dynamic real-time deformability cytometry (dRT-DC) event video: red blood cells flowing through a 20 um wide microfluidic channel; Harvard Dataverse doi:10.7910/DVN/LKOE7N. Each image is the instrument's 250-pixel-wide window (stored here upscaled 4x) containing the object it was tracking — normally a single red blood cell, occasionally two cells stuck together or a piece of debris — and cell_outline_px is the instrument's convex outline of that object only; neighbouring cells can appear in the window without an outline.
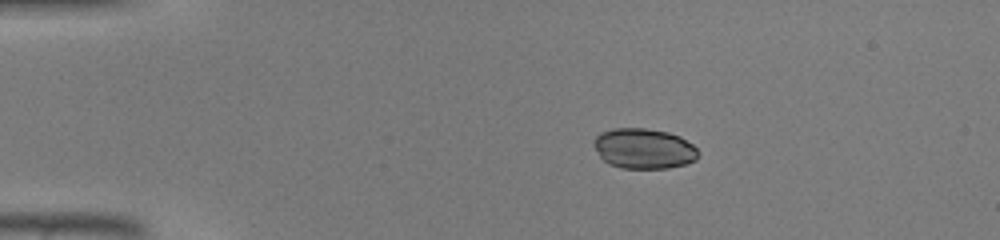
{"species": "common noctule bat (a hibernating species)", "species_latin": "Nyctalus noctula", "temperature_condition": "warm", "stored_images_in_passage": 16, "camera_frame_rate_fps": 3000, "um_per_image_px": 0.085, "animal": {"sex": "male", "body_mass_g": 19.0, "forearm_length_mm": 50.8}, "frame": {"image": 1, "passage_image": 6, "time_ms": 1.667, "image_size_px": [1000, 240], "cell_outline_px": [[700, 152], [696, 160], [684, 164], [668, 168], [620, 168], [608, 164], [600, 156], [592, 144], [592, 140], [600, 132], [612, 128], [644, 128], [668, 132], [680, 136], [692, 144]], "centroid_in_image_um": [54.7, 12.62], "position_along_channel_um": 30.3, "area_um2": 24.74}}
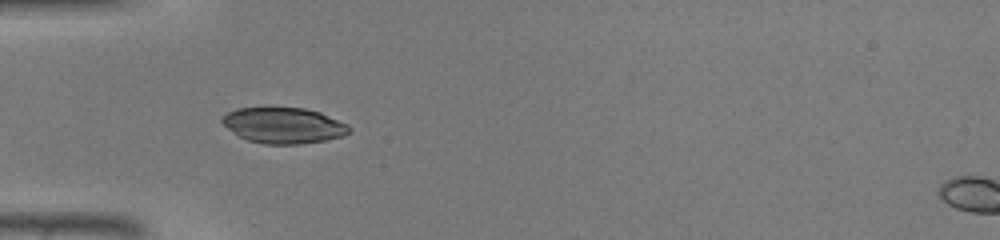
{"frame": {"image": 2, "passage_image": 12, "time_ms": 3.667, "image_size_px": [1000, 240], "cell_outline_px": [[352, 132], [344, 136], [324, 140], [300, 144], [264, 144], [248, 140], [240, 136], [228, 128], [220, 120], [228, 112], [236, 108], [268, 104], [272, 104], [304, 108], [320, 112], [348, 124], [352, 128]], "centroid_in_image_um": [24.11, 10.6], "position_along_channel_um": 60.9, "area_um2": 27.46}}
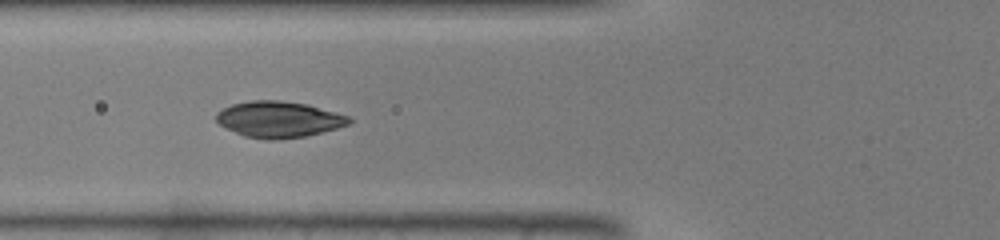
{"frame": {"image": 3, "passage_image": 15, "time_ms": 4.667, "image_size_px": [1000, 240], "cell_outline_px": [[352, 120], [348, 124], [336, 128], [304, 136], [268, 140], [244, 136], [220, 124], [216, 120], [216, 112], [232, 104], [248, 100], [280, 100], [308, 104], [352, 116]], "centroid_in_image_um": [23.71, 10.12], "position_along_channel_um": 102.1, "area_um2": 27.86}}